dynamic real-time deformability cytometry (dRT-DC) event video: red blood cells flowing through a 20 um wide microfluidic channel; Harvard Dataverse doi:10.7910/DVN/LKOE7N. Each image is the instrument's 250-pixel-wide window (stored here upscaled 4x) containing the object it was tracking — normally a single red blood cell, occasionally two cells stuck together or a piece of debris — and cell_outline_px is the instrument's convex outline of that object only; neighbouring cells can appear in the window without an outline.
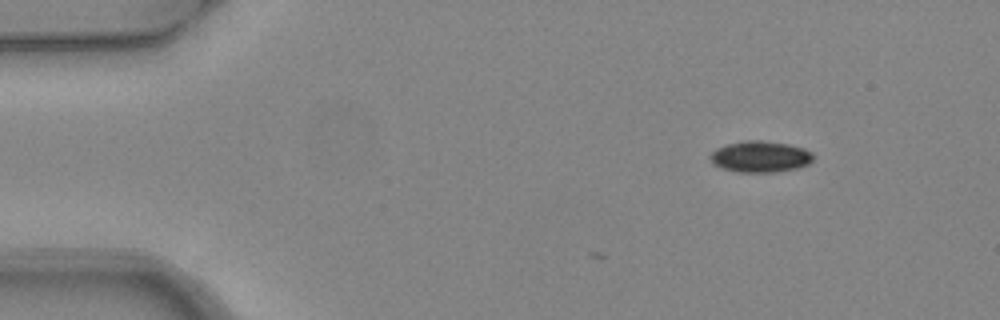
{"species": "common noctule bat (a hibernating species)", "species_latin": "Nyctalus noctula", "temperature_condition": "warm", "stored_images_in_passage": 3, "camera_frame_rate_fps": 3000, "um_per_image_px": 0.085, "animal": {"sex": "female", "body_mass_g": 24.6, "forearm_length_mm": 56.2}, "frame": {"image": 1, "passage_image": 1, "time_ms": 0.0, "image_size_px": [1000, 320], "cell_outline_px": [[812, 160], [808, 164], [796, 168], [776, 172], [740, 172], [720, 168], [708, 156], [716, 148], [728, 144], [744, 140], [760, 140], [788, 144], [804, 148], [812, 152]], "centroid_in_image_um": [64.62, 13.31], "position_along_channel_um": 20.4, "area_um2": 18.67}}